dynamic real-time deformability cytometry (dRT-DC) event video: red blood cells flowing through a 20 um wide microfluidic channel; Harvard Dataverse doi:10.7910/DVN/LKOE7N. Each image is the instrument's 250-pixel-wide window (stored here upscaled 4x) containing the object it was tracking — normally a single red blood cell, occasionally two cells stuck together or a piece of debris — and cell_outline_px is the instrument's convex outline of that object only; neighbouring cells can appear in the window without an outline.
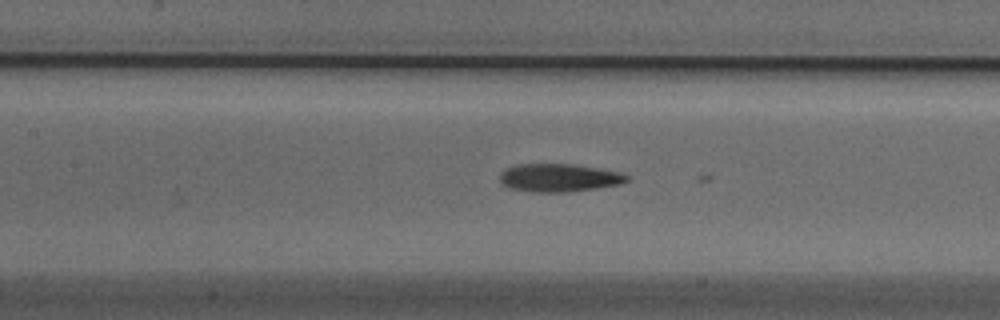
{"species": "Egyptian fruit bat (a non-hibernating species)", "species_latin": "Rousettus aegyptiacus", "temperature_condition": "cold", "stored_images_in_passage": 29, "camera_frame_rate_fps": 3000, "um_per_image_px": 0.085, "animal": {"sex": "male"}, "frame": {"image": 1, "passage_image": 10, "time_ms": 3.0, "image_size_px": [1000, 320], "cell_outline_px": [[628, 180], [620, 184], [596, 188], [564, 192], [536, 192], [512, 188], [504, 184], [500, 180], [500, 172], [516, 164], [572, 164], [620, 172], [628, 176]], "centroid_in_image_um": [47.51, 15.1], "position_along_channel_um": 159.9, "area_um2": 20.4}}
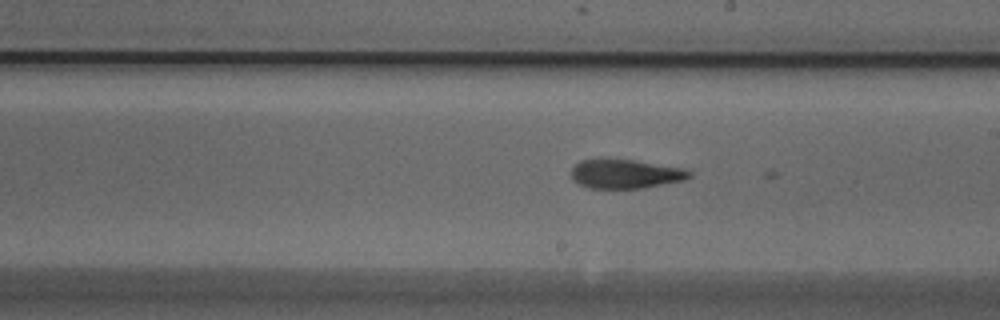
{"frame": {"image": 2, "passage_image": 16, "time_ms": 5.0, "image_size_px": [1000, 320], "cell_outline_px": [[692, 176], [684, 180], [644, 188], [588, 188], [572, 180], [572, 168], [580, 160], [600, 156], [632, 160], [684, 168], [692, 172]], "centroid_in_image_um": [53.12, 14.75], "position_along_channel_um": 235.9, "area_um2": 20.52}}
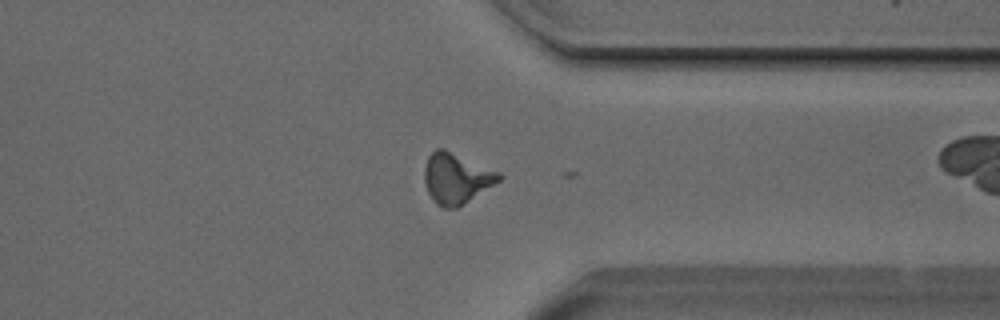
{"frame": {"image": 3, "passage_image": 27, "time_ms": 8.667, "image_size_px": [1000, 320], "cell_outline_px": [[504, 176], [500, 180], [456, 208], [444, 208], [436, 204], [428, 192], [424, 180], [424, 168], [428, 156], [436, 148], [444, 148], [500, 172]], "centroid_in_image_um": [38.77, 15.13], "position_along_channel_um": 372.6, "area_um2": 21.79}}